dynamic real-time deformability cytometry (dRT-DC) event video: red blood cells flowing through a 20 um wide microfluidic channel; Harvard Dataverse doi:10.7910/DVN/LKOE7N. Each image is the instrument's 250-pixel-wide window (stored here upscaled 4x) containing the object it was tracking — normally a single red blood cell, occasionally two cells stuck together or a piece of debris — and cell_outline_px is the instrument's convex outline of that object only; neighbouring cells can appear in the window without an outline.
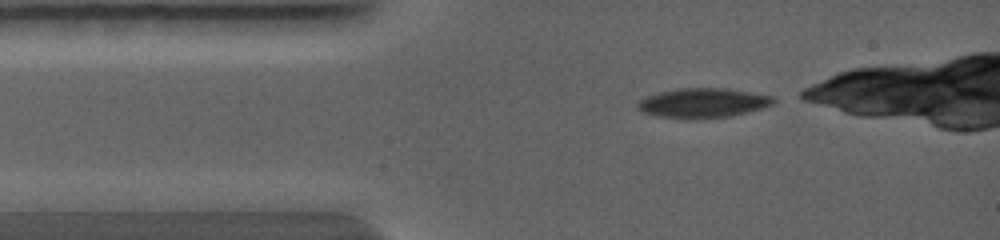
{"species": "common noctule bat (a hibernating species)", "species_latin": "Nyctalus noctula", "temperature_condition": "warm", "stored_images_in_passage": 2, "camera_frame_rate_fps": 5000, "um_per_image_px": 0.085, "animal": {"sex": "female", "body_mass_g": 19.0, "forearm_length_mm": 56.7}, "frame": {"image": 1, "passage_image": 1, "time_ms": 0.0, "image_size_px": [1000, 240], "cell_outline_px": [[776, 104], [764, 108], [732, 116], [656, 116], [640, 112], [636, 108], [636, 104], [644, 96], [656, 92], [676, 88], [728, 88], [776, 96]], "centroid_in_image_um": [59.79, 8.7], "position_along_channel_um": 25.2, "area_um2": 23.24}}